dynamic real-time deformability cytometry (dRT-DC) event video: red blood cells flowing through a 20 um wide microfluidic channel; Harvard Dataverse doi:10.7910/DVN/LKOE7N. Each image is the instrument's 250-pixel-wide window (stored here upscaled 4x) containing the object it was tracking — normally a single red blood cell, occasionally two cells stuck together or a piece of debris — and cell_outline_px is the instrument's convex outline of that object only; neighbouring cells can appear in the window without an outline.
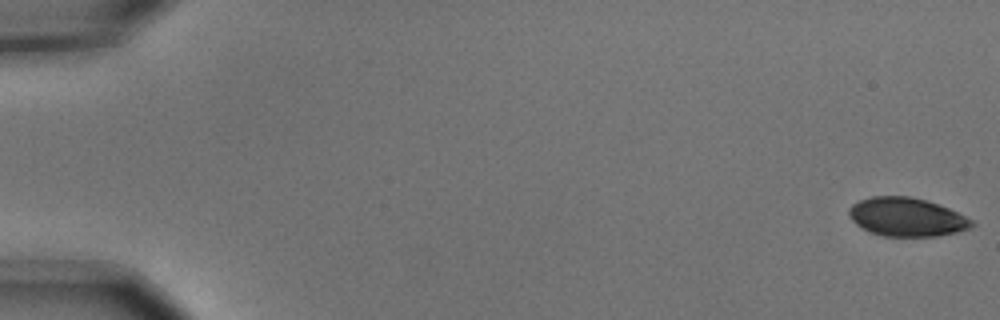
{"species": "common noctule bat (a hibernating species)", "species_latin": "Nyctalus noctula", "temperature_condition": "cold", "stored_images_in_passage": 9, "camera_frame_rate_fps": 3000, "um_per_image_px": 0.085, "animal": {"sex": "male", "body_mass_g": 15.6}, "frame": {"image": 1, "passage_image": 1, "time_ms": 0.0, "image_size_px": [1000, 320], "cell_outline_px": [[976, 224], [972, 228], [956, 232], [936, 236], [884, 236], [872, 232], [856, 224], [852, 220], [848, 212], [848, 208], [852, 204], [860, 200], [872, 196], [908, 196], [924, 200], [948, 208], [972, 220]], "centroid_in_image_um": [77.06, 18.45], "position_along_channel_um": 7.9, "area_um2": 27.34}}
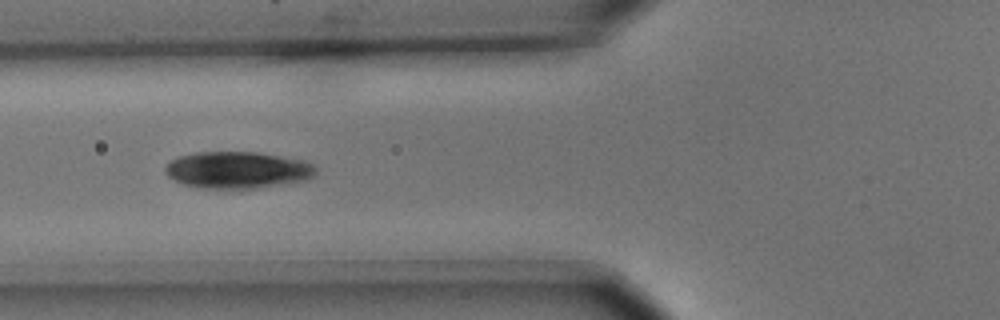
{"frame": {"image": 2, "passage_image": 7, "time_ms": 2.0, "image_size_px": [1000, 320], "cell_outline_px": [[316, 176], [308, 180], [292, 184], [228, 192], [200, 188], [184, 184], [168, 176], [164, 172], [164, 168], [172, 160], [180, 156], [196, 152], [256, 152], [304, 160], [312, 164], [316, 168]], "centroid_in_image_um": [20.24, 14.5], "position_along_channel_um": 105.6, "area_um2": 33.47}}
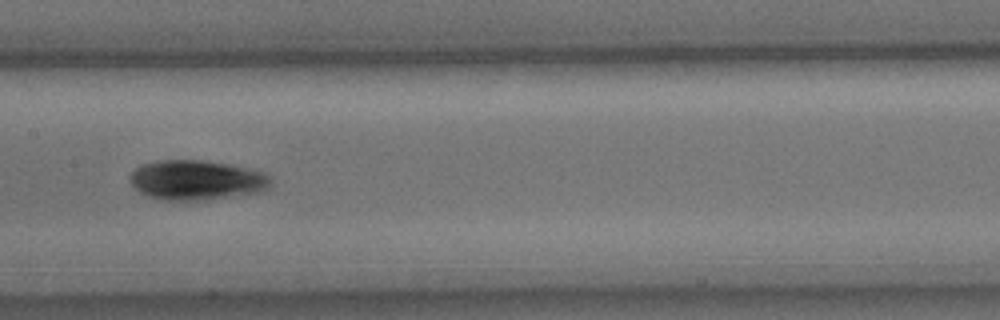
{"frame": {"image": 3, "passage_image": 9, "time_ms": 2.667, "image_size_px": [1000, 320], "cell_outline_px": [[272, 184], [268, 188], [256, 192], [200, 200], [164, 200], [148, 196], [140, 192], [132, 184], [128, 176], [140, 164], [160, 160], [204, 160], [228, 164], [268, 172], [272, 176]], "centroid_in_image_um": [16.72, 15.28], "position_along_channel_um": 190.7, "area_um2": 32.66}}